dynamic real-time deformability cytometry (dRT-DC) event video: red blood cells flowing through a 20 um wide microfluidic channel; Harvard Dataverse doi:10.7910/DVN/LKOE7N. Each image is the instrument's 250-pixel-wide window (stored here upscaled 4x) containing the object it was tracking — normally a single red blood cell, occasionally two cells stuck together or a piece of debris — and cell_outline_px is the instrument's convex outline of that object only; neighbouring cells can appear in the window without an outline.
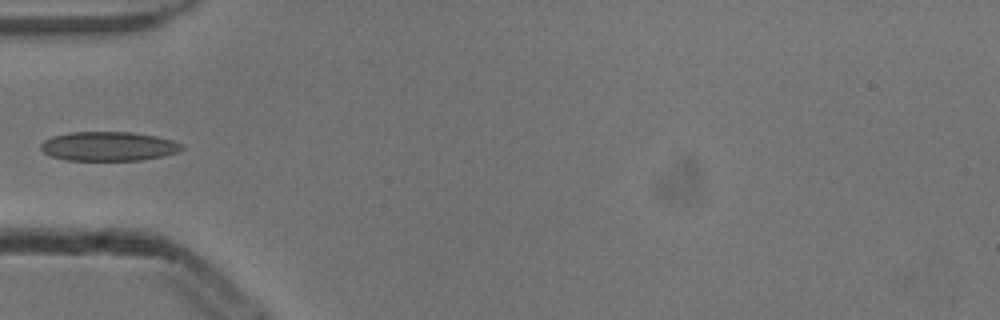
{"species": "common noctule bat (a hibernating species)", "species_latin": "Nyctalus noctula", "temperature_condition": "cold", "stored_images_in_passage": 6, "camera_frame_rate_fps": 3000, "um_per_image_px": 0.085, "animal": {"sex": "male", "body_mass_g": 13.3}, "frame": {"image": 1, "passage_image": 5, "time_ms": 1.333, "image_size_px": [1000, 320], "cell_outline_px": [[184, 148], [180, 152], [164, 156], [140, 160], [68, 160], [52, 156], [44, 152], [40, 148], [40, 144], [44, 140], [52, 136], [68, 132], [132, 132], [156, 136], [172, 140], [184, 144]], "centroid_in_image_um": [9.26, 12.43], "position_along_channel_um": 75.7, "area_um2": 24.16}}
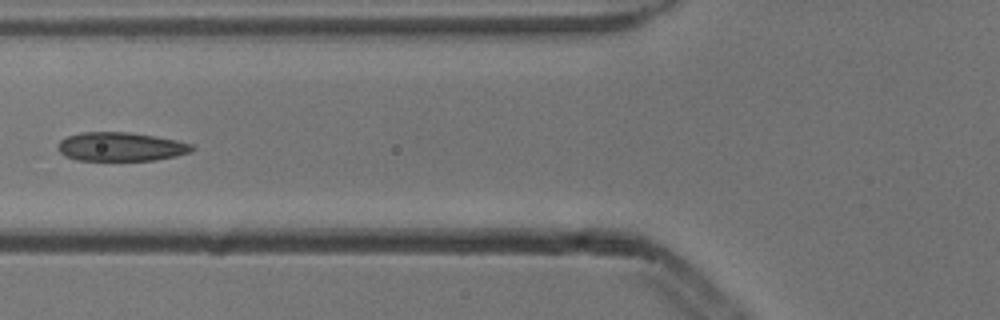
{"frame": {"image": 2, "passage_image": 6, "time_ms": 1.667, "image_size_px": [1000, 320], "cell_outline_px": [[196, 148], [192, 152], [176, 156], [156, 160], [76, 160], [64, 156], [56, 148], [56, 144], [60, 140], [68, 136], [84, 132], [128, 132], [176, 140], [192, 144]], "centroid_in_image_um": [10.25, 12.48], "position_along_channel_um": 115.5, "area_um2": 22.6}}